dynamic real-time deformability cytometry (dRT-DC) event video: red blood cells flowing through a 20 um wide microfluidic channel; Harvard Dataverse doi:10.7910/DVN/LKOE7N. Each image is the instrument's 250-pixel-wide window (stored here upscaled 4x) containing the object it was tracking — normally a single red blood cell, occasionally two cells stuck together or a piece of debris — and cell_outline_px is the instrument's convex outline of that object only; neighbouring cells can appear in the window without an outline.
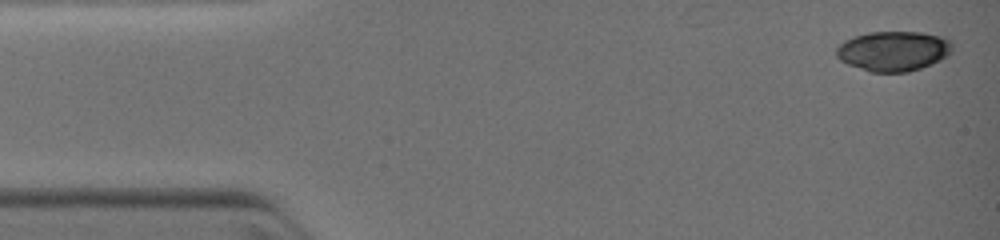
{"species": "common noctule bat (a hibernating species)", "species_latin": "Nyctalus noctula", "temperature_condition": "warm", "stored_images_in_passage": 33, "camera_frame_rate_fps": 3000, "um_per_image_px": 0.085, "animal": {"sex": "female", "body_mass_g": 19.0, "forearm_length_mm": 51.5}, "frame": {"image": 1, "passage_image": 1, "time_ms": 0.0, "image_size_px": [1000, 240], "cell_outline_px": [[952, 52], [948, 56], [940, 60], [920, 68], [908, 72], [868, 72], [848, 64], [840, 60], [836, 56], [836, 48], [844, 40], [852, 36], [868, 32], [920, 32], [940, 36], [948, 40], [952, 44]], "centroid_in_image_um": [75.91, 4.34], "position_along_channel_um": 9.1, "area_um2": 27.11}}
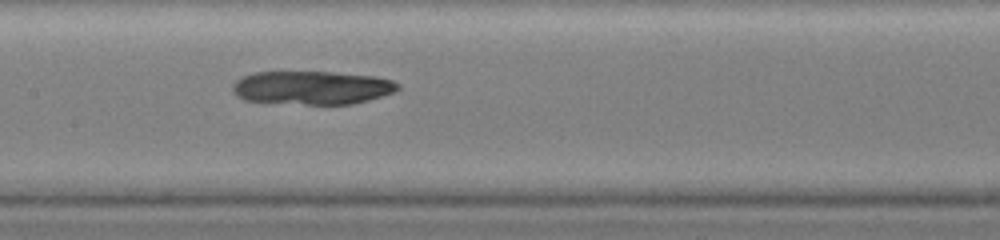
{"frame": {"image": 2, "passage_image": 19, "time_ms": 5.667, "image_size_px": [1000, 240], "cell_outline_px": [[400, 88], [396, 92], [368, 100], [352, 104], [304, 104], [244, 100], [236, 96], [232, 92], [232, 84], [236, 80], [252, 72], [332, 72], [376, 76], [392, 80], [400, 84]], "centroid_in_image_um": [26.53, 7.45], "position_along_channel_um": 180.9, "area_um2": 32.43}}
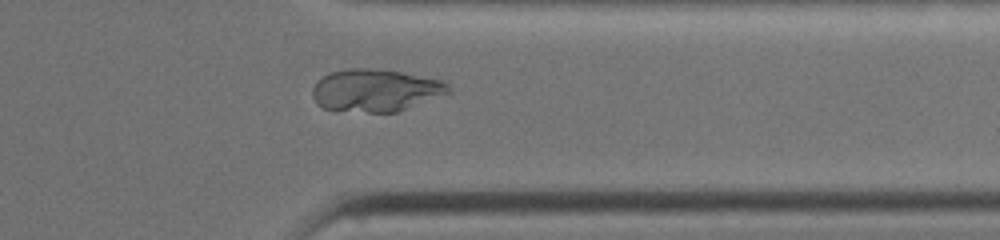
{"frame": {"image": 3, "passage_image": 31, "time_ms": 9.667, "image_size_px": [1000, 240], "cell_outline_px": [[452, 92], [396, 112], [336, 112], [324, 108], [316, 104], [312, 96], [312, 88], [324, 76], [332, 72], [348, 68], [368, 68], [400, 72], [444, 80], [448, 84]], "centroid_in_image_um": [31.9, 7.7], "position_along_channel_um": 379.5, "area_um2": 33.81}}